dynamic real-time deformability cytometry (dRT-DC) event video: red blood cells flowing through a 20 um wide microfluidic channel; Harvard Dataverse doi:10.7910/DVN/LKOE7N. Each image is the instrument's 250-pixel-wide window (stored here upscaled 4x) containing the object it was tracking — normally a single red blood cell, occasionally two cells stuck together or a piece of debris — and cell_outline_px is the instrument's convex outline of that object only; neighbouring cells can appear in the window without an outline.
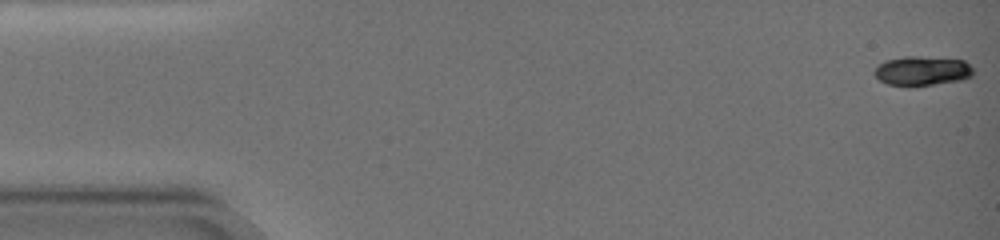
{"species": "common noctule bat (a hibernating species)", "species_latin": "Nyctalus noctula", "temperature_condition": "warm", "stored_images_in_passage": 66, "camera_frame_rate_fps": 3000, "um_per_image_px": 0.085, "animal": {"sex": "female", "body_mass_g": 19.0, "forearm_length_mm": 51.5}, "frame": {"image": 1, "passage_image": 1, "time_ms": 0.0, "image_size_px": [1000, 240], "cell_outline_px": [[972, 76], [960, 80], [912, 88], [908, 88], [888, 84], [880, 80], [872, 72], [884, 60], [904, 56], [916, 56], [964, 60], [972, 68]], "centroid_in_image_um": [78.34, 6.05], "position_along_channel_um": 6.7, "area_um2": 17.22}}
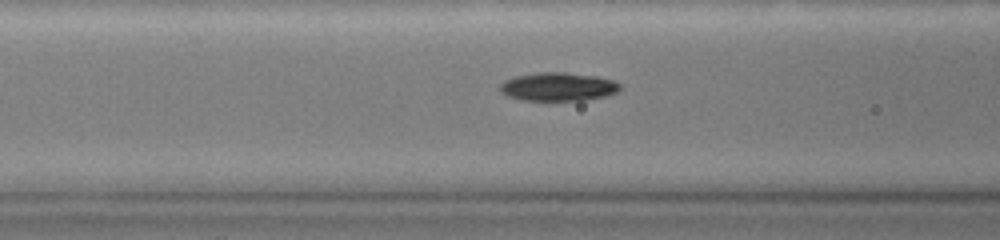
{"frame": {"image": 2, "passage_image": 27, "time_ms": 8.667, "image_size_px": [1000, 240], "cell_outline_px": [[620, 88], [616, 92], [608, 96], [584, 100], [520, 100], [508, 96], [500, 92], [500, 84], [504, 80], [516, 76], [540, 72], [564, 72], [596, 76], [612, 80], [620, 84]], "centroid_in_image_um": [47.43, 7.37], "position_along_channel_um": 119.2, "area_um2": 19.88}}
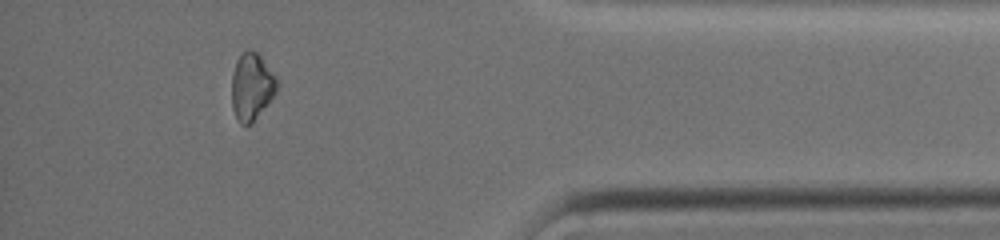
{"frame": {"image": 3, "passage_image": 59, "time_ms": 19.333, "image_size_px": [1000, 240], "cell_outline_px": [[276, 92], [252, 124], [240, 124], [236, 120], [232, 108], [232, 72], [236, 60], [248, 48], [252, 48], [260, 52], [276, 76]], "centroid_in_image_um": [21.38, 7.32], "position_along_channel_um": 413.8, "area_um2": 18.03}, "authors_computed_cell_mechanics": {"area_um2": 18.6116, "velocity_mm_per_s": 2.9823, "shape_relaxation_time_tau1_ms": 8.1199, "shape_relaxation_time_tau2_ms": null, "deformation_change_tau1": 0.2178, "deformation_change_tau2": null}}